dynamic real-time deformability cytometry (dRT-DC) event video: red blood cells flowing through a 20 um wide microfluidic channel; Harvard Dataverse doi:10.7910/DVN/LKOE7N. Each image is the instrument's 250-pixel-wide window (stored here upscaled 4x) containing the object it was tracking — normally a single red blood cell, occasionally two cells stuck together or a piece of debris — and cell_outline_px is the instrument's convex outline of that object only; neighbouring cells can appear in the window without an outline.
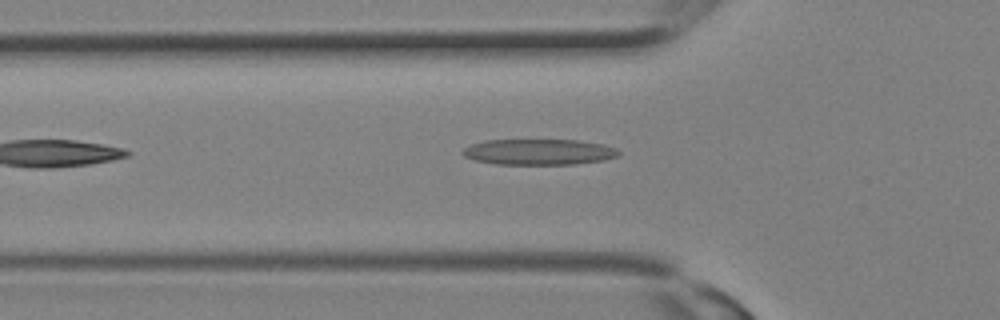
{"species": "Egyptian fruit bat (a non-hibernating species)", "species_latin": "Rousettus aegyptiacus", "temperature_condition": "room temperature", "stored_images_in_passage": 7, "camera_frame_rate_fps": 3000, "um_per_image_px": 0.085, "animal": {"sex": "female"}, "frame": {"image": 1, "passage_image": 7, "time_ms": 2.0, "image_size_px": [1000, 320], "cell_outline_px": [[620, 152], [616, 156], [604, 160], [576, 164], [496, 164], [476, 160], [464, 156], [460, 152], [464, 148], [472, 144], [484, 140], [576, 140], [604, 144], [616, 148]], "centroid_in_image_um": [45.8, 12.91], "position_along_channel_um": 80.0, "area_um2": 23.41}}